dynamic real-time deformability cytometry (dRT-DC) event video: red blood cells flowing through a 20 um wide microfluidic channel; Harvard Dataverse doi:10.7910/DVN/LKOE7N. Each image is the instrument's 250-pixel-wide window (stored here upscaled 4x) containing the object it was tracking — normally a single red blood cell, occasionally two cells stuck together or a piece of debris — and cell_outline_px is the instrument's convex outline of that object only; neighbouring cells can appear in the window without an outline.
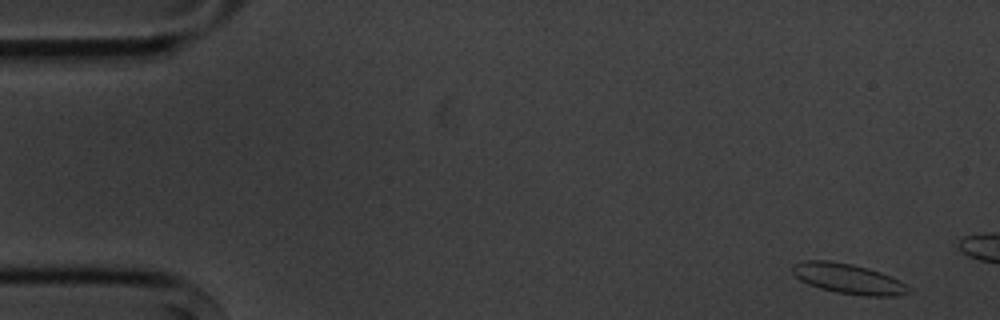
{"species": "common noctule bat (a hibernating species)", "species_latin": "Nyctalus noctula", "temperature_condition": "cold", "stored_images_in_passage": 3, "camera_frame_rate_fps": 3000, "um_per_image_px": 0.085, "animal": {"sex": "male", "body_mass_g": 20.1, "forearm_length_mm": 53.5}, "frame": {"image": 1, "passage_image": 1, "time_ms": 0.0, "image_size_px": [1000, 320], "cell_outline_px": [[912, 292], [896, 296], [864, 296], [836, 292], [820, 288], [808, 284], [800, 280], [792, 272], [792, 264], [804, 260], [828, 260], [852, 264], [868, 268], [880, 272], [900, 280], [908, 284]], "centroid_in_image_um": [72.12, 23.69], "position_along_channel_um": 12.9, "area_um2": 20.58}}